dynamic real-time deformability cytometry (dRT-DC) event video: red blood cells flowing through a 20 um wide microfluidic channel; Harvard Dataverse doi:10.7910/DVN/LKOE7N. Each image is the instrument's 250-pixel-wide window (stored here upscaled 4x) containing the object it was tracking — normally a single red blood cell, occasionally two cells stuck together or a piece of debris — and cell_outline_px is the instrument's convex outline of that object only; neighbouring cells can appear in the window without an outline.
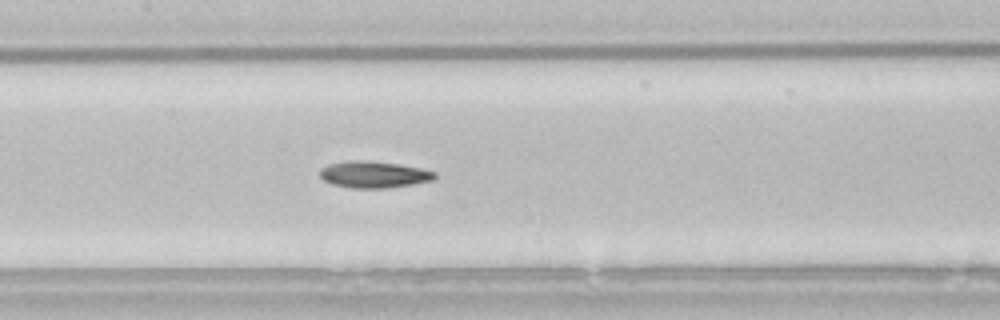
{"species": "common noctule bat (a hibernating species)", "species_latin": "Nyctalus noctula", "temperature_condition": "room temperature", "stored_images_in_passage": 40, "camera_frame_rate_fps": 3000, "um_per_image_px": 0.085, "animal": {"sex": "male", "body_mass_g": 21.5, "forearm_length_mm": 52.0}, "frame": {"image": 1, "passage_image": 18, "time_ms": 5.667, "image_size_px": [1000, 320], "cell_outline_px": [[436, 180], [388, 188], [352, 188], [332, 184], [324, 180], [320, 176], [320, 168], [328, 164], [348, 160], [360, 160], [400, 164], [420, 168], [436, 172]], "centroid_in_image_um": [31.78, 14.83], "position_along_channel_um": 175.6, "area_um2": 17.92}}